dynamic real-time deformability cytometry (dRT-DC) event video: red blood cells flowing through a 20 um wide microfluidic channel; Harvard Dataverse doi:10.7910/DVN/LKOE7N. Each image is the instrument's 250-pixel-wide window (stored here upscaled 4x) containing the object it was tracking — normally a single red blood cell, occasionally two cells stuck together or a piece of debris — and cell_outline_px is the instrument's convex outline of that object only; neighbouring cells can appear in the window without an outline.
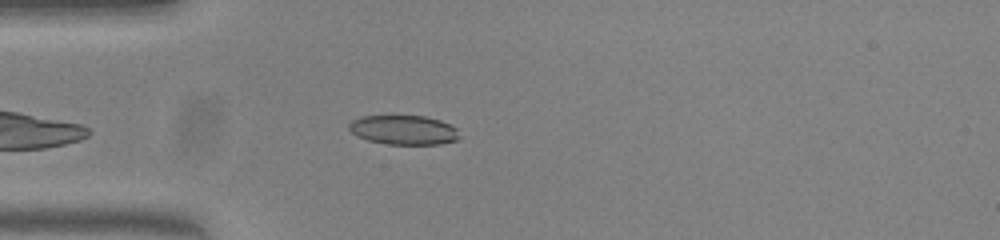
{"species": "common noctule bat (a hibernating species)", "species_latin": "Nyctalus noctula", "temperature_condition": "warm", "stored_images_in_passage": 39, "camera_frame_rate_fps": 3000, "um_per_image_px": 0.085, "animal": {"sex": "female", "body_mass_g": 23.0, "forearm_length_mm": 53.4}, "frame": {"image": 1, "passage_image": 4, "time_ms": 1.0, "image_size_px": [1000, 240], "cell_outline_px": [[460, 136], [456, 140], [440, 144], [388, 144], [368, 140], [356, 136], [348, 128], [348, 124], [352, 120], [360, 116], [424, 116], [440, 120], [456, 128]], "centroid_in_image_um": [34.29, 11.04], "position_along_channel_um": 50.7, "area_um2": 18.84}}
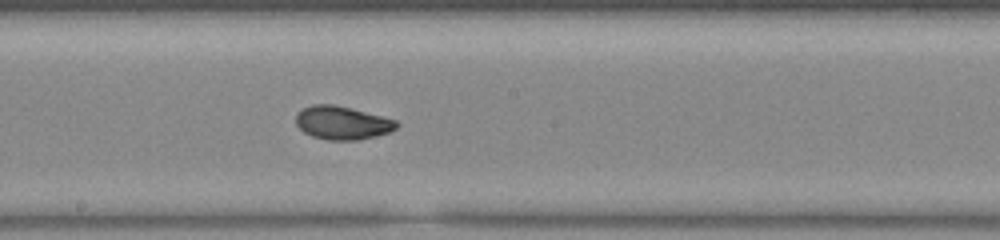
{"frame": {"image": 2, "passage_image": 18, "time_ms": 5.667, "image_size_px": [1000, 240], "cell_outline_px": [[400, 124], [396, 128], [388, 132], [356, 140], [328, 140], [312, 136], [304, 132], [296, 124], [296, 116], [304, 108], [312, 104], [332, 104], [396, 120]], "centroid_in_image_um": [29.06, 10.44], "position_along_channel_um": 219.1, "area_um2": 19.07}}
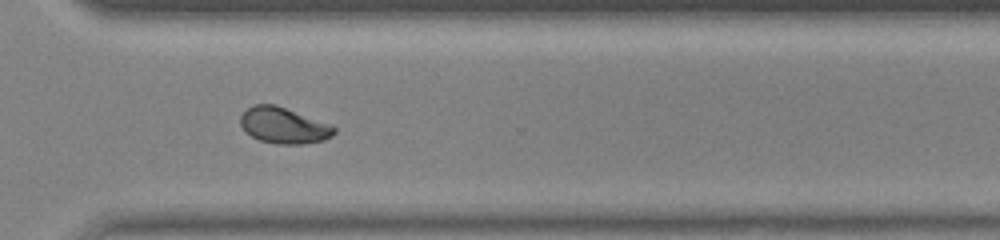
{"frame": {"image": 3, "passage_image": 28, "time_ms": 9.0, "image_size_px": [1000, 240], "cell_outline_px": [[336, 132], [332, 136], [324, 140], [304, 144], [276, 144], [260, 140], [244, 132], [240, 124], [240, 116], [248, 108], [256, 104], [276, 104], [332, 124], [336, 128]], "centroid_in_image_um": [24.13, 10.66], "position_along_channel_um": 346.5, "area_um2": 19.94}, "authors_computed_cell_mechanics": {"area_um2": 19.7676, "velocity_mm_per_s": 3.8204, "shape_relaxation_time_tau1_ms": 7.6116, "shape_relaxation_time_tau2_ms": 1.3306, "deformation_change_tau1": 0.2105, "deformation_change_tau2": 0.0425}}